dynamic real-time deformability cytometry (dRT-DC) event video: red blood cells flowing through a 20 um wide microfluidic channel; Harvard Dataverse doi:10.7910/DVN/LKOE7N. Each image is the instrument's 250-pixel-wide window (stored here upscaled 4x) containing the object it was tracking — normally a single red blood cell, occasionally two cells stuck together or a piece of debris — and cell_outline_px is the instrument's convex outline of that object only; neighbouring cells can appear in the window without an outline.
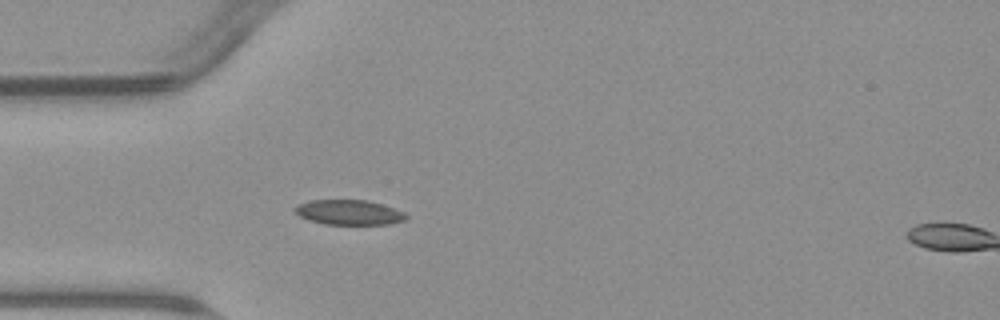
{"species": "common noctule bat (a hibernating species)", "species_latin": "Nyctalus noctula", "temperature_condition": "warm", "stored_images_in_passage": 4, "segment_of_instrument_passage": [1, 2], "camera_frame_rate_fps": 3000, "um_per_image_px": 0.085, "animal": {"sex": "male", "body_mass_g": 23.1, "forearm_length_mm": 52.7}, "frame": {"image": 1, "passage_image": 3, "time_ms": 2.667, "image_size_px": [1000, 320], "cell_outline_px": [[408, 220], [388, 224], [324, 224], [308, 220], [300, 216], [292, 208], [296, 204], [312, 200], [368, 200], [404, 212], [408, 216]], "centroid_in_image_um": [29.65, 18.05], "position_along_channel_um": 55.4, "area_um2": 16.18}}